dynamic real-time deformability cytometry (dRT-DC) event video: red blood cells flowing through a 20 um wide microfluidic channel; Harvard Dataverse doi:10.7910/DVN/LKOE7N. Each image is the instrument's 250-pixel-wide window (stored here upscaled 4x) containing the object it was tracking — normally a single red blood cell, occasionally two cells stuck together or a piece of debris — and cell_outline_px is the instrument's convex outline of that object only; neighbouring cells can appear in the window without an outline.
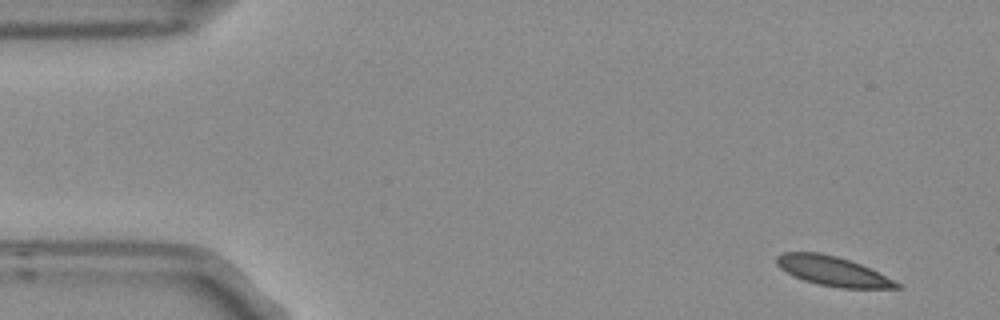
{"species": "Egyptian fruit bat (a non-hibernating species)", "species_latin": "Rousettus aegyptiacus", "temperature_condition": "room temperature", "stored_images_in_passage": 9, "camera_frame_rate_fps": 3000, "um_per_image_px": 0.085, "frame": {"image": 1, "passage_image": 1, "time_ms": 0.0, "image_size_px": [1000, 320], "cell_outline_px": [[900, 288], [840, 288], [816, 284], [792, 276], [780, 268], [776, 264], [776, 256], [784, 252], [820, 252], [836, 256], [860, 264], [900, 284]], "centroid_in_image_um": [70.69, 23.04], "position_along_channel_um": 14.3, "area_um2": 20.4}}
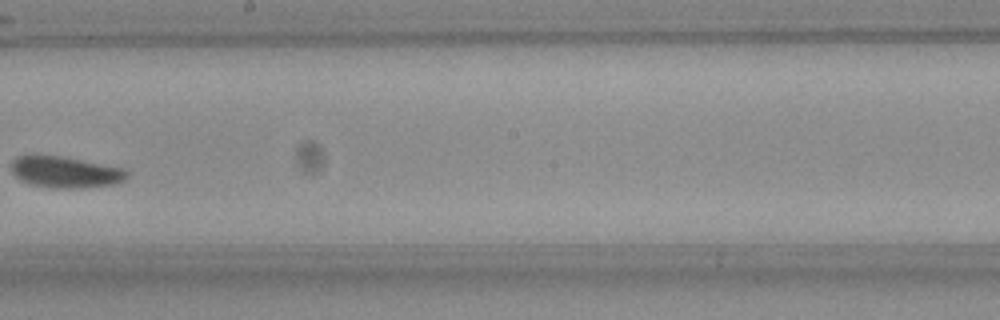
{"frame": {"image": 2, "passage_image": 8, "time_ms": 2.333, "image_size_px": [1000, 320], "cell_outline_px": [[128, 176], [124, 180], [112, 184], [76, 188], [52, 188], [28, 184], [20, 180], [12, 172], [12, 160], [16, 156], [60, 156], [124, 168], [128, 172]], "centroid_in_image_um": [5.54, 14.64], "position_along_channel_um": 242.7, "area_um2": 20.87}}
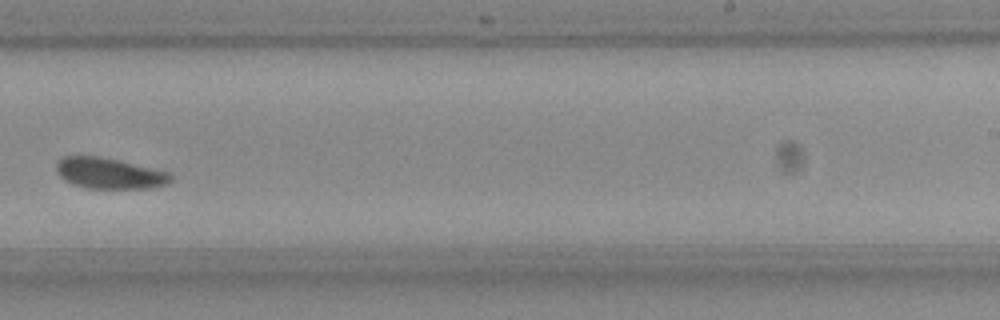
{"frame": {"image": 3, "passage_image": 9, "time_ms": 2.667, "image_size_px": [1000, 320], "cell_outline_px": [[172, 180], [164, 184], [148, 188], [88, 188], [72, 184], [64, 180], [56, 172], [56, 164], [64, 156], [100, 156], [168, 172], [172, 176]], "centroid_in_image_um": [9.24, 14.73], "position_along_channel_um": 279.8, "area_um2": 20.29}}